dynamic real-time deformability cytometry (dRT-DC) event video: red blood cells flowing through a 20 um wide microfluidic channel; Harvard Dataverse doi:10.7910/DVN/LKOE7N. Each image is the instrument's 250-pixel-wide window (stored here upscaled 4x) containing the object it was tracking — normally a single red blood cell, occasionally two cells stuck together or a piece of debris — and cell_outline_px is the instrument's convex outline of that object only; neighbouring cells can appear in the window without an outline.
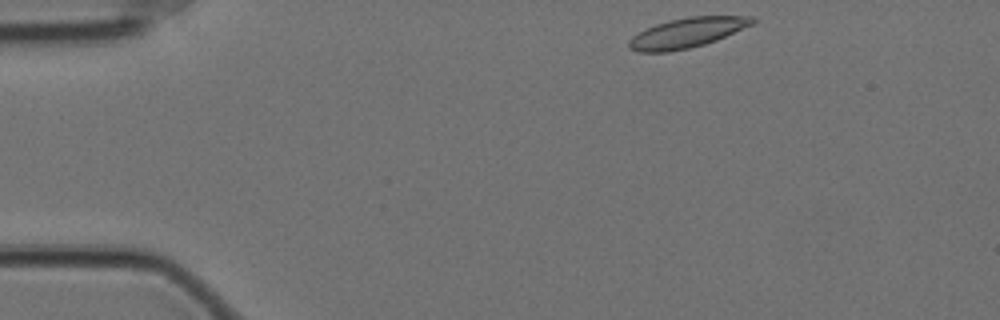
{"species": "Egyptian fruit bat (a non-hibernating species)", "species_latin": "Rousettus aegyptiacus", "temperature_condition": "cold", "stored_images_in_passage": 50, "camera_frame_rate_fps": 3000, "um_per_image_px": 0.085, "animal": {"sex": "female"}, "frame": {"image": 1, "passage_image": 1, "time_ms": 0.0, "image_size_px": [1000, 320], "cell_outline_px": [[756, 20], [752, 24], [716, 40], [704, 44], [688, 48], [668, 52], [640, 52], [628, 48], [628, 40], [632, 36], [656, 24], [688, 16], [752, 16]], "centroid_in_image_um": [58.38, 2.79], "position_along_channel_um": 26.6, "area_um2": 21.15}}
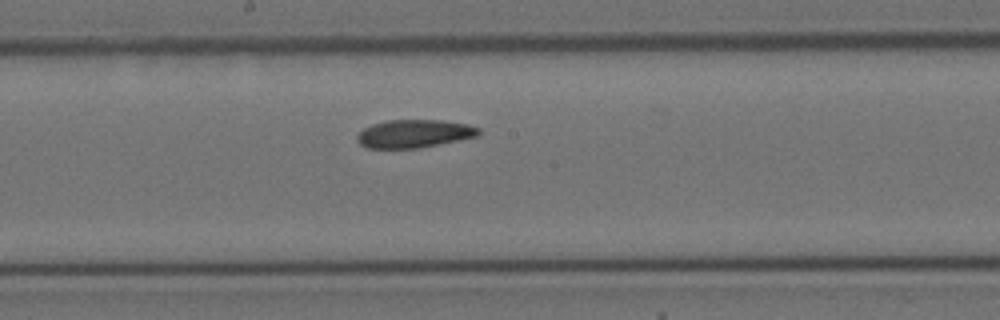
{"frame": {"image": 2, "passage_image": 23, "time_ms": 7.333, "image_size_px": [1000, 320], "cell_outline_px": [[480, 132], [476, 136], [460, 140], [420, 148], [368, 148], [360, 144], [356, 140], [356, 136], [364, 128], [372, 124], [388, 120], [444, 120], [468, 124], [480, 128]], "centroid_in_image_um": [35.21, 11.36], "position_along_channel_um": 213.0, "area_um2": 19.94}}
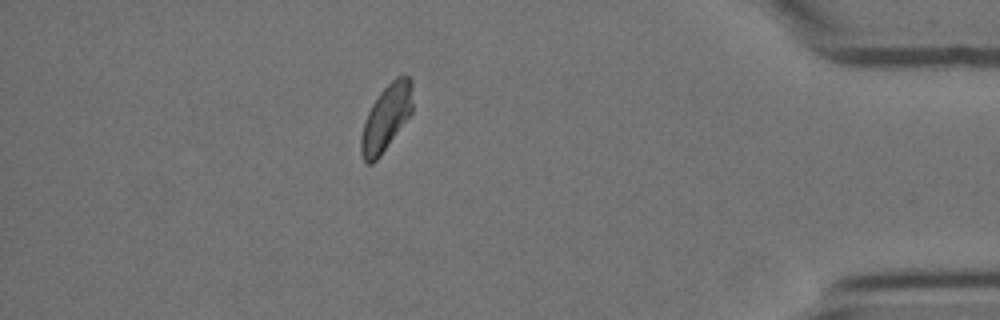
{"frame": {"image": 3, "passage_image": 43, "time_ms": 14.0, "image_size_px": [1000, 320], "cell_outline_px": [[412, 112], [380, 156], [372, 164], [368, 164], [364, 160], [360, 152], [360, 140], [364, 124], [368, 112], [372, 104], [380, 92], [396, 76], [408, 76], [412, 80]], "centroid_in_image_um": [32.82, 10.01], "position_along_channel_um": 402.4, "area_um2": 19.59}, "authors_computed_cell_mechanics": {"area_um2": 20.519, "velocity_mm_per_s": 3.4604, "shape_relaxation_time_tau1_ms": null, "shape_relaxation_time_tau2_ms": 4.9423, "deformation_change_tau1": null, "deformation_change_tau2": 0.1005}}